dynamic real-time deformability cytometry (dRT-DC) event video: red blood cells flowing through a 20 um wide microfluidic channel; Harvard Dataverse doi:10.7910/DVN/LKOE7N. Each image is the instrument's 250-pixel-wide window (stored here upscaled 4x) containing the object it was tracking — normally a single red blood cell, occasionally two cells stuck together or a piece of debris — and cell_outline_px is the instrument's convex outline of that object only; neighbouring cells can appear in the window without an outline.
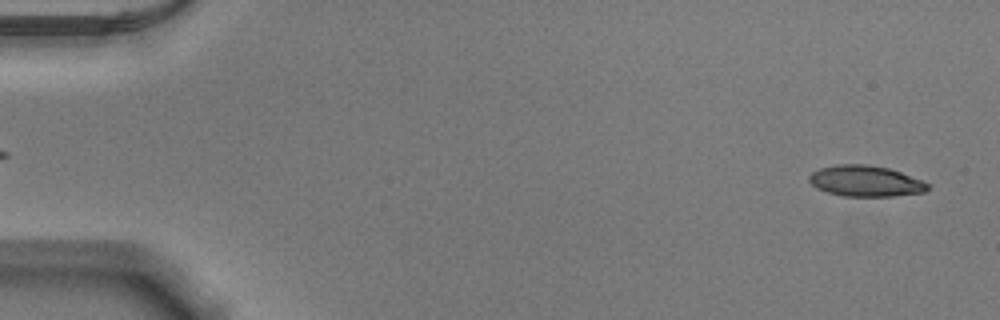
{"species": "Egyptian fruit bat (a non-hibernating species)", "species_latin": "Rousettus aegyptiacus", "temperature_condition": "warm", "stored_images_in_passage": 52, "camera_frame_rate_fps": 3000, "um_per_image_px": 0.085, "animal": {"sex": "male"}, "frame": {"image": 1, "passage_image": 2, "time_ms": 0.333, "image_size_px": [1000, 320], "cell_outline_px": [[932, 184], [924, 192], [892, 196], [840, 196], [816, 188], [808, 180], [808, 176], [812, 172], [820, 168], [836, 164], [868, 164], [888, 168], [900, 172]], "centroid_in_image_um": [73.55, 15.39], "position_along_channel_um": 11.4, "area_um2": 21.44}}
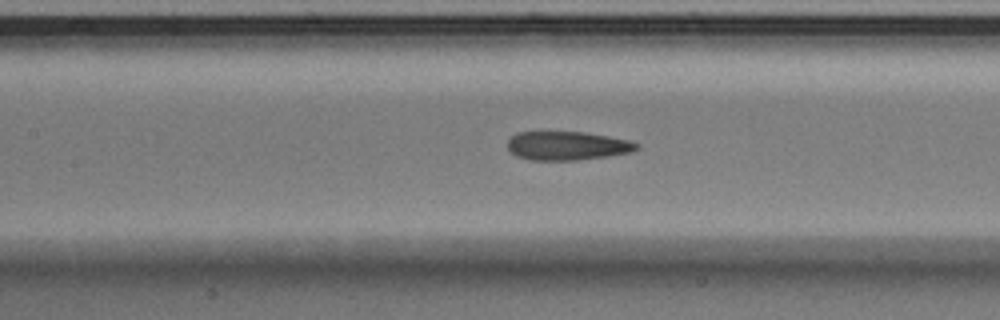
{"frame": {"image": 2, "passage_image": 24, "time_ms": 7.667, "image_size_px": [1000, 320], "cell_outline_px": [[640, 148], [632, 152], [608, 156], [576, 160], [532, 160], [516, 156], [508, 148], [508, 140], [516, 132], [584, 132], [632, 140], [640, 144]], "centroid_in_image_um": [48.26, 12.39], "position_along_channel_um": 159.1, "area_um2": 21.73}}
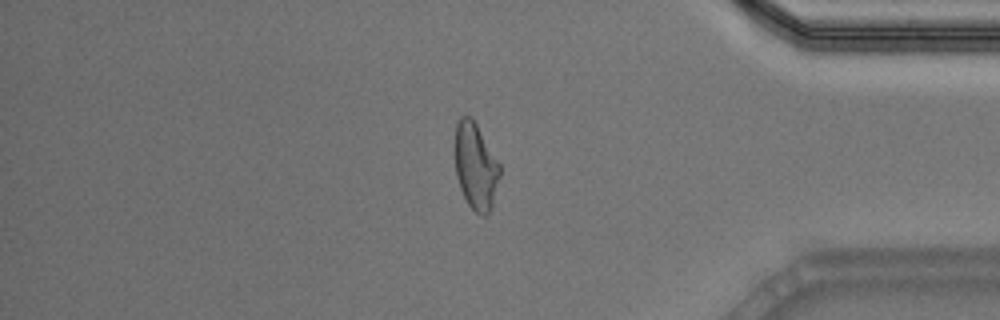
{"frame": {"image": 3, "passage_image": 44, "time_ms": 14.333, "image_size_px": [1000, 320], "cell_outline_px": [[500, 176], [492, 208], [484, 216], [480, 216], [468, 204], [460, 188], [456, 176], [456, 124], [460, 116], [472, 116], [500, 164]], "centroid_in_image_um": [40.45, 14.14], "position_along_channel_um": 394.8, "area_um2": 22.54}, "authors_computed_cell_mechanics": {"area_um2": 22.6287, "velocity_mm_per_s": 3.8904, "shape_relaxation_time_tau1_ms": null, "shape_relaxation_time_tau2_ms": 1.5853, "deformation_change_tau1": null, "deformation_change_tau2": 0.0995}}